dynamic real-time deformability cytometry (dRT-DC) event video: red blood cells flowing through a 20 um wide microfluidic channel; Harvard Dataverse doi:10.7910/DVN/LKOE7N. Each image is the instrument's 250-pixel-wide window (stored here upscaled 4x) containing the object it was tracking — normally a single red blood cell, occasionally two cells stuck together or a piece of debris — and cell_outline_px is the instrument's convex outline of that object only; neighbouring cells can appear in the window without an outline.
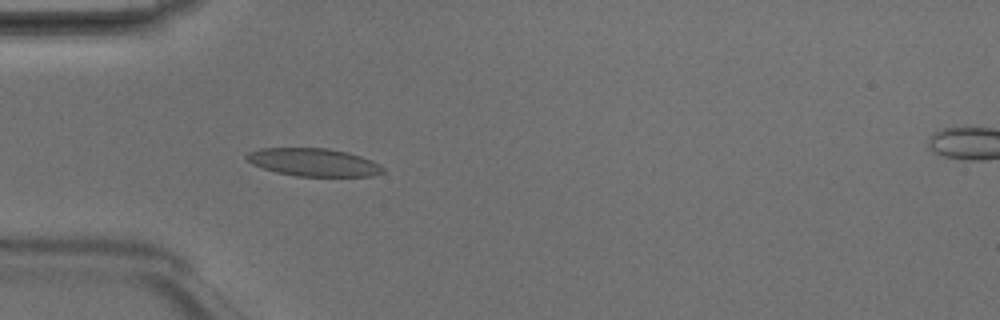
{"species": "Egyptian fruit bat (a non-hibernating species)", "species_latin": "Rousettus aegyptiacus", "temperature_condition": "room temperature", "stored_images_in_passage": 5, "camera_frame_rate_fps": 3000, "um_per_image_px": 0.085, "animal": {"sex": "male"}, "frame": {"image": 1, "passage_image": 4, "time_ms": 1.0, "image_size_px": [1000, 320], "cell_outline_px": [[384, 172], [372, 176], [296, 176], [276, 172], [252, 164], [244, 160], [244, 156], [248, 152], [260, 148], [328, 148], [348, 152], [372, 160], [380, 164], [384, 168]], "centroid_in_image_um": [26.64, 13.79], "position_along_channel_um": 58.4, "area_um2": 22.31}}